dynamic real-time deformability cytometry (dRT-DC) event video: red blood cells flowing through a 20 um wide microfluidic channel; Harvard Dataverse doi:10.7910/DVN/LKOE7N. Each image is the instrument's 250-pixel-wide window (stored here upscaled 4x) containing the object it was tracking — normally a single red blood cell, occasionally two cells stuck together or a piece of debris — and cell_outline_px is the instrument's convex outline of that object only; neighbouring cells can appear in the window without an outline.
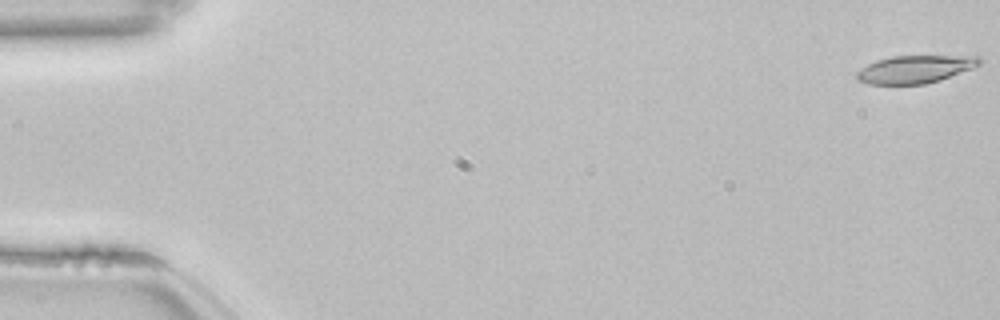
{"species": "common noctule bat (a hibernating species)", "species_latin": "Nyctalus noctula", "temperature_condition": "room temperature", "stored_images_in_passage": 54, "camera_frame_rate_fps": 3000, "um_per_image_px": 0.085, "animal": {"sex": "female", "body_mass_g": 22.7, "forearm_length_mm": 54.2}, "frame": {"image": 1, "passage_image": 1, "time_ms": 0.0, "image_size_px": [1000, 320], "cell_outline_px": [[984, 60], [980, 64], [972, 68], [940, 80], [924, 84], [868, 84], [856, 80], [856, 72], [868, 64], [876, 60], [892, 56], [980, 56]], "centroid_in_image_um": [77.78, 5.88], "position_along_channel_um": 7.2, "area_um2": 19.83}}
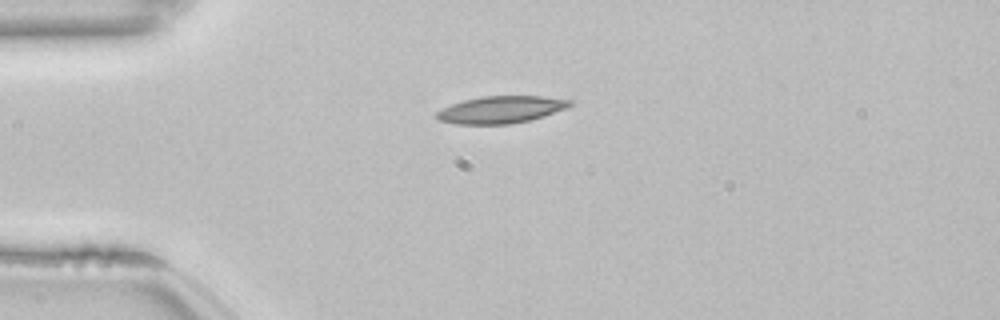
{"frame": {"image": 2, "passage_image": 14, "time_ms": 4.333, "image_size_px": [1000, 320], "cell_outline_px": [[572, 104], [568, 108], [544, 116], [528, 120], [508, 124], [456, 124], [440, 120], [436, 116], [436, 112], [452, 104], [464, 100], [484, 96], [544, 96], [572, 100]], "centroid_in_image_um": [42.62, 9.31], "position_along_channel_um": 42.4, "area_um2": 20.92}}
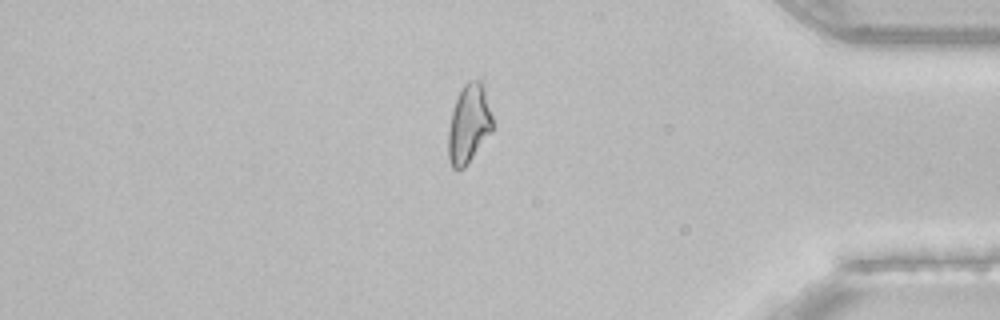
{"frame": {"image": 3, "passage_image": 46, "time_ms": 15.0, "image_size_px": [1000, 320], "cell_outline_px": [[492, 132], [464, 168], [456, 172], [452, 168], [448, 160], [448, 132], [452, 112], [460, 88], [468, 80], [480, 80], [484, 84], [492, 116]], "centroid_in_image_um": [39.84, 10.54], "position_along_channel_um": 395.4, "area_um2": 20.58}, "authors_computed_cell_mechanics": {"area_um2": 20.3456, "velocity_mm_per_s": 3.834, "shape_relaxation_time_tau1_ms": null, "shape_relaxation_time_tau2_ms": 4.3823, "deformation_change_tau1": null, "deformation_change_tau2": 0.1331}}